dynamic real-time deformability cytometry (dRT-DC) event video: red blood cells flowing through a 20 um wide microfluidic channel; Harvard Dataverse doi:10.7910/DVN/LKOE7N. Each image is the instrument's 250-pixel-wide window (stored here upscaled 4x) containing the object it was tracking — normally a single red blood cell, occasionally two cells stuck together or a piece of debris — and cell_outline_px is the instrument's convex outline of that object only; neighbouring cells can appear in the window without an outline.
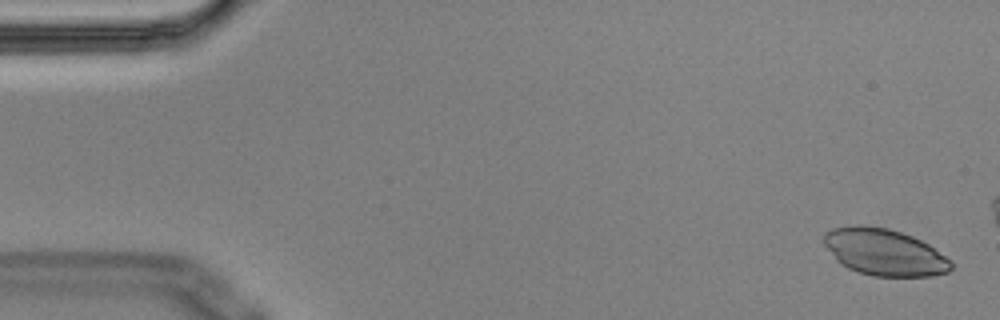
{"species": "Egyptian fruit bat (a non-hibernating species)", "species_latin": "Rousettus aegyptiacus", "temperature_condition": "cold", "stored_images_in_passage": 5, "camera_frame_rate_fps": 3000, "um_per_image_px": 0.085, "animal": {"sex": "male"}, "frame": {"image": 1, "passage_image": 1, "time_ms": 0.0, "image_size_px": [1000, 320], "cell_outline_px": [[952, 268], [948, 272], [932, 276], [872, 276], [856, 272], [840, 264], [836, 260], [824, 244], [824, 232], [832, 228], [856, 224], [860, 224], [888, 228], [912, 236], [928, 244], [944, 256], [952, 264]], "centroid_in_image_um": [75.12, 21.43], "position_along_channel_um": 9.9, "area_um2": 34.62}}